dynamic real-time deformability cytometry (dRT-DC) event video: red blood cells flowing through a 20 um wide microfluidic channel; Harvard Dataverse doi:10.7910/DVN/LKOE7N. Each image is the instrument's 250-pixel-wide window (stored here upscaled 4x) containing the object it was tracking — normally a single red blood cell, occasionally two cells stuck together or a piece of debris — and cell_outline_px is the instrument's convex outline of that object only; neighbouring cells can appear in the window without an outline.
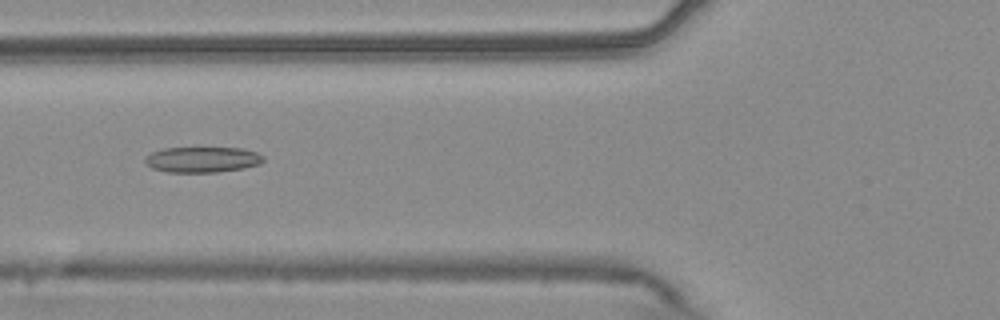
{"species": "common noctule bat (a hibernating species)", "species_latin": "Nyctalus noctula", "temperature_condition": "warm", "stored_images_in_passage": 53, "camera_frame_rate_fps": 3000, "um_per_image_px": 0.085, "animal": {"sex": "male", "body_mass_g": 20.4}, "frame": {"image": 1, "passage_image": 20, "time_ms": 6.333, "image_size_px": [1000, 320], "cell_outline_px": [[264, 160], [260, 164], [244, 168], [216, 172], [168, 172], [152, 168], [144, 164], [144, 160], [152, 152], [164, 148], [200, 144], [244, 148], [256, 152], [264, 156]], "centroid_in_image_um": [17.22, 13.5], "position_along_channel_um": 108.6, "area_um2": 18.84}}
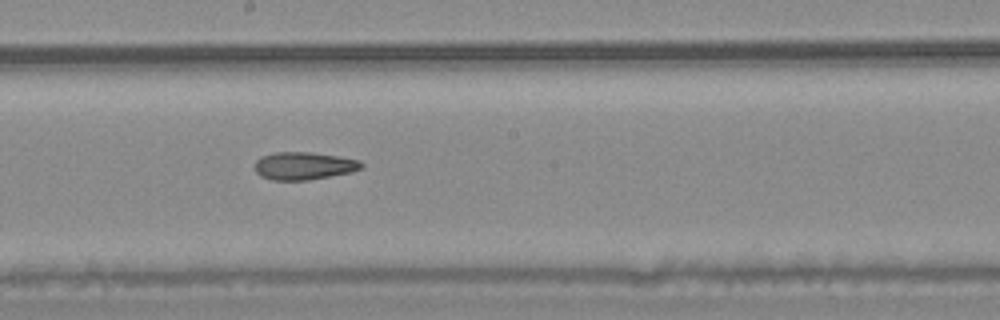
{"frame": {"image": 2, "passage_image": 29, "time_ms": 9.333, "image_size_px": [1000, 320], "cell_outline_px": [[364, 164], [360, 168], [352, 172], [308, 180], [272, 180], [260, 176], [256, 172], [256, 160], [260, 156], [272, 152], [312, 152], [360, 160]], "centroid_in_image_um": [25.8, 14.09], "position_along_channel_um": 222.4, "area_um2": 17.22}}
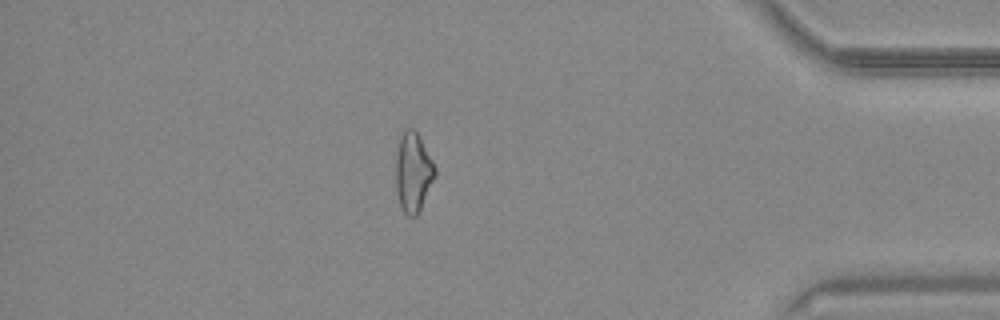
{"frame": {"image": 3, "passage_image": 46, "time_ms": 15.0, "image_size_px": [1000, 320], "cell_outline_px": [[436, 176], [416, 216], [408, 216], [404, 212], [400, 204], [396, 192], [396, 144], [404, 128], [412, 128], [416, 132], [432, 160], [436, 168]], "centroid_in_image_um": [35.09, 14.61], "position_along_channel_um": 400.1, "area_um2": 18.09}, "authors_computed_cell_mechanics": {"area_um2": 18.8428, "velocity_mm_per_s": 3.7781, "shape_relaxation_time_tau1_ms": null, "shape_relaxation_time_tau2_ms": 3.4194, "deformation_change_tau1": null, "deformation_change_tau2": 0.1227}}